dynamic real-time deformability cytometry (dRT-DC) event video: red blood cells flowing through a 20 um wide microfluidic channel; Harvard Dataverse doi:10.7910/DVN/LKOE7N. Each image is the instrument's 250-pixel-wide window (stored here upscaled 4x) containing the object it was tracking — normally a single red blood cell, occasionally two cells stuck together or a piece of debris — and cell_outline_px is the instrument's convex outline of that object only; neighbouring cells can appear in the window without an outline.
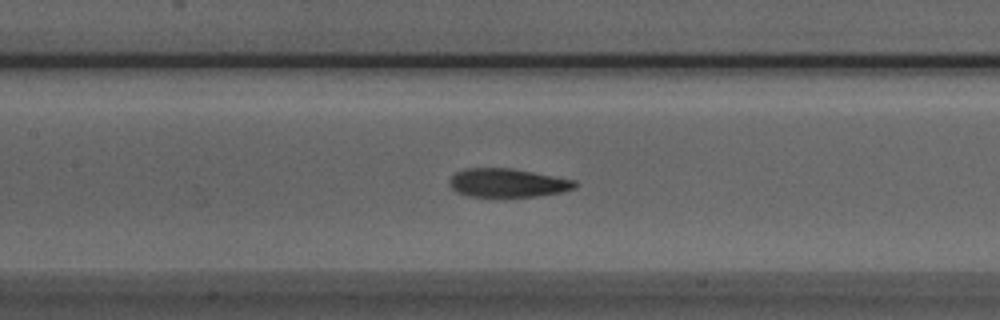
{"species": "Egyptian fruit bat (a non-hibernating species)", "species_latin": "Rousettus aegyptiacus", "temperature_condition": "room temperature", "stored_images_in_passage": 35, "camera_frame_rate_fps": 3000, "um_per_image_px": 0.085, "animal": {"sex": "male"}, "frame": {"image": 1, "passage_image": 15, "time_ms": 4.667, "image_size_px": [1000, 320], "cell_outline_px": [[580, 184], [576, 188], [564, 192], [536, 196], [468, 196], [456, 192], [448, 184], [448, 180], [456, 172], [464, 168], [512, 168], [576, 180]], "centroid_in_image_um": [43.17, 15.54], "position_along_channel_um": 164.2, "area_um2": 21.1}}
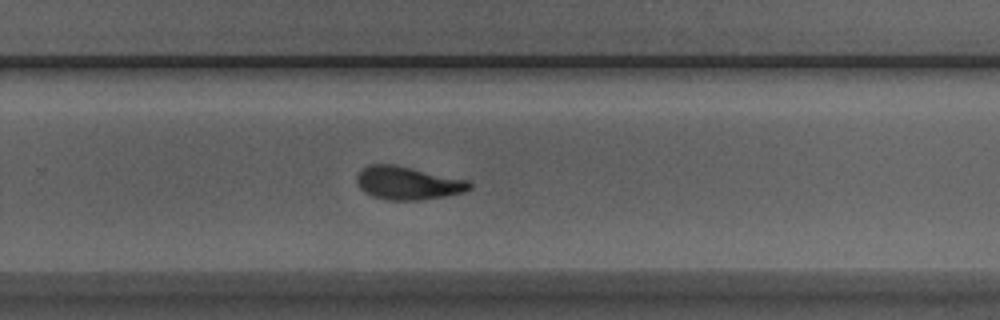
{"frame": {"image": 2, "passage_image": 25, "time_ms": 8.0, "image_size_px": [1000, 320], "cell_outline_px": [[472, 188], [464, 192], [448, 196], [424, 200], [384, 200], [372, 196], [364, 192], [360, 188], [356, 180], [356, 176], [364, 168], [372, 164], [392, 164], [472, 180]], "centroid_in_image_um": [34.73, 15.57], "position_along_channel_um": 295.1, "area_um2": 22.08}}
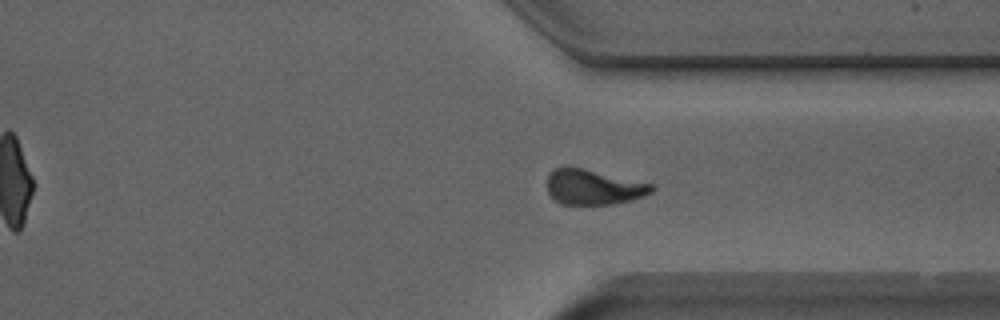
{"frame": {"image": 3, "passage_image": 30, "time_ms": 9.667, "image_size_px": [1000, 320], "cell_outline_px": [[656, 188], [652, 192], [644, 196], [612, 204], [560, 204], [548, 192], [548, 176], [556, 168], [564, 164], [568, 164], [652, 184]], "centroid_in_image_um": [50.42, 15.87], "position_along_channel_um": 361.0, "area_um2": 21.5}, "authors_computed_cell_mechanics": {"area_um2": 21.7328, "velocity_mm_per_s": 3.9367, "shape_relaxation_time_tau1_ms": 5.3662, "shape_relaxation_time_tau2_ms": 1.9428, "deformation_change_tau1": 0.1715, "deformation_change_tau2": 0.0908}}